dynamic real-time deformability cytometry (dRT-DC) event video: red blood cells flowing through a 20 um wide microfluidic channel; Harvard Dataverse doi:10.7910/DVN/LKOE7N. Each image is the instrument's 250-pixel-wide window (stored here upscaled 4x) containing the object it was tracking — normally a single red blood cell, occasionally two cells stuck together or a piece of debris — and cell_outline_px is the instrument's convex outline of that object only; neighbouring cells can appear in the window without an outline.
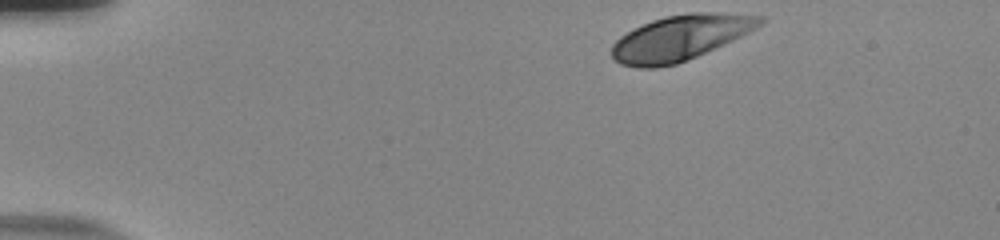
{"species": "human", "species_latin": "Homo sapiens", "temperature_condition": "room temperature", "stored_images_in_passage": 39, "camera_frame_rate_fps": 3000, "um_per_image_px": 0.085, "donor": {"sex": "male"}, "frame": {"image": 1, "passage_image": 1, "time_ms": 0.0, "image_size_px": [1000, 240], "cell_outline_px": [[764, 24], [724, 44], [696, 56], [676, 64], [656, 68], [636, 68], [620, 64], [612, 60], [612, 44], [620, 36], [652, 20], [664, 16], [688, 12], [716, 12], [764, 16]], "centroid_in_image_um": [57.8, 3.21], "position_along_channel_um": 27.2, "area_um2": 39.13}}
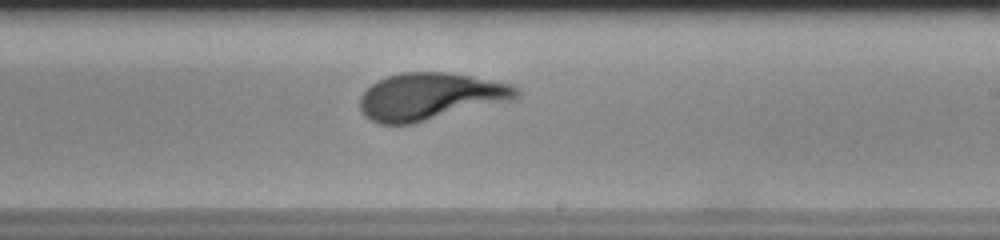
{"frame": {"image": 2, "passage_image": 26, "time_ms": 8.333, "image_size_px": [1000, 240], "cell_outline_px": [[520, 96], [508, 100], [412, 124], [380, 124], [364, 116], [360, 108], [360, 96], [376, 80], [400, 72], [448, 72], [472, 76], [516, 84], [520, 88]], "centroid_in_image_um": [36.57, 8.18], "position_along_channel_um": 252.4, "area_um2": 42.89}}
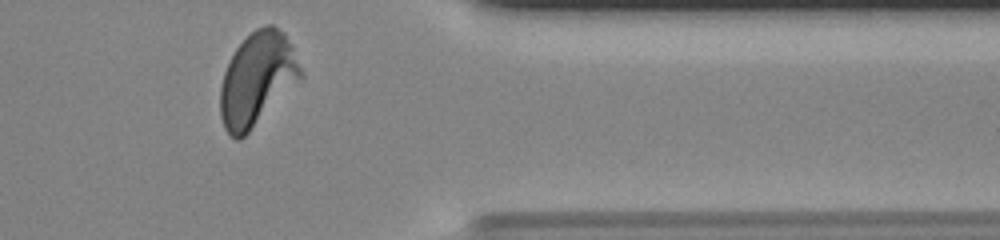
{"frame": {"image": 3, "passage_image": 38, "time_ms": 12.333, "image_size_px": [1000, 240], "cell_outline_px": [[304, 76], [240, 140], [236, 140], [224, 128], [220, 116], [220, 88], [224, 72], [236, 48], [256, 28], [264, 24], [272, 24], [284, 32], [292, 44], [304, 72]], "centroid_in_image_um": [21.88, 6.7], "position_along_channel_um": 389.5, "area_um2": 43.58}}